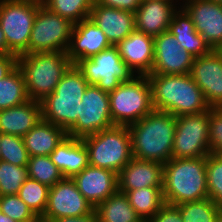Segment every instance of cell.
Listing matches in <instances>:
<instances>
[{
    "label": "cell",
    "mask_w": 222,
    "mask_h": 222,
    "mask_svg": "<svg viewBox=\"0 0 222 222\" xmlns=\"http://www.w3.org/2000/svg\"><path fill=\"white\" fill-rule=\"evenodd\" d=\"M176 116L153 110L139 121L128 125L132 155L141 160L166 163L172 158Z\"/></svg>",
    "instance_id": "6da1fadb"
},
{
    "label": "cell",
    "mask_w": 222,
    "mask_h": 222,
    "mask_svg": "<svg viewBox=\"0 0 222 222\" xmlns=\"http://www.w3.org/2000/svg\"><path fill=\"white\" fill-rule=\"evenodd\" d=\"M154 110L176 117L207 111L210 107L190 74H148Z\"/></svg>",
    "instance_id": "7a4b0ae2"
},
{
    "label": "cell",
    "mask_w": 222,
    "mask_h": 222,
    "mask_svg": "<svg viewBox=\"0 0 222 222\" xmlns=\"http://www.w3.org/2000/svg\"><path fill=\"white\" fill-rule=\"evenodd\" d=\"M207 157L171 158L163 164V197L177 205L208 198Z\"/></svg>",
    "instance_id": "3957f363"
},
{
    "label": "cell",
    "mask_w": 222,
    "mask_h": 222,
    "mask_svg": "<svg viewBox=\"0 0 222 222\" xmlns=\"http://www.w3.org/2000/svg\"><path fill=\"white\" fill-rule=\"evenodd\" d=\"M73 65L66 52L48 51L18 56L29 99L41 102L54 92L64 74Z\"/></svg>",
    "instance_id": "277c9868"
},
{
    "label": "cell",
    "mask_w": 222,
    "mask_h": 222,
    "mask_svg": "<svg viewBox=\"0 0 222 222\" xmlns=\"http://www.w3.org/2000/svg\"><path fill=\"white\" fill-rule=\"evenodd\" d=\"M88 153L89 164L117 174L133 158L131 136L127 126L111 128L82 138Z\"/></svg>",
    "instance_id": "5b68a950"
},
{
    "label": "cell",
    "mask_w": 222,
    "mask_h": 222,
    "mask_svg": "<svg viewBox=\"0 0 222 222\" xmlns=\"http://www.w3.org/2000/svg\"><path fill=\"white\" fill-rule=\"evenodd\" d=\"M114 125L128 126L154 110L151 84L147 75H135L109 93Z\"/></svg>",
    "instance_id": "8992f818"
},
{
    "label": "cell",
    "mask_w": 222,
    "mask_h": 222,
    "mask_svg": "<svg viewBox=\"0 0 222 222\" xmlns=\"http://www.w3.org/2000/svg\"><path fill=\"white\" fill-rule=\"evenodd\" d=\"M40 1L0 0V26L7 43V54L22 55L29 39Z\"/></svg>",
    "instance_id": "52a82bcc"
},
{
    "label": "cell",
    "mask_w": 222,
    "mask_h": 222,
    "mask_svg": "<svg viewBox=\"0 0 222 222\" xmlns=\"http://www.w3.org/2000/svg\"><path fill=\"white\" fill-rule=\"evenodd\" d=\"M75 65L88 85H96L108 93L135 76L121 59L117 46L113 45L90 58L79 60Z\"/></svg>",
    "instance_id": "ba28073f"
},
{
    "label": "cell",
    "mask_w": 222,
    "mask_h": 222,
    "mask_svg": "<svg viewBox=\"0 0 222 222\" xmlns=\"http://www.w3.org/2000/svg\"><path fill=\"white\" fill-rule=\"evenodd\" d=\"M74 23L48 9L42 1L34 19L28 49L23 54L66 52Z\"/></svg>",
    "instance_id": "9c48e42d"
},
{
    "label": "cell",
    "mask_w": 222,
    "mask_h": 222,
    "mask_svg": "<svg viewBox=\"0 0 222 222\" xmlns=\"http://www.w3.org/2000/svg\"><path fill=\"white\" fill-rule=\"evenodd\" d=\"M172 158L207 157L209 150L210 108L207 111L176 117Z\"/></svg>",
    "instance_id": "30bf717a"
},
{
    "label": "cell",
    "mask_w": 222,
    "mask_h": 222,
    "mask_svg": "<svg viewBox=\"0 0 222 222\" xmlns=\"http://www.w3.org/2000/svg\"><path fill=\"white\" fill-rule=\"evenodd\" d=\"M113 126L109 93L96 85H88L79 104L78 119L67 135L82 139Z\"/></svg>",
    "instance_id": "8fae6325"
},
{
    "label": "cell",
    "mask_w": 222,
    "mask_h": 222,
    "mask_svg": "<svg viewBox=\"0 0 222 222\" xmlns=\"http://www.w3.org/2000/svg\"><path fill=\"white\" fill-rule=\"evenodd\" d=\"M93 210V206L79 192L72 178H63L49 187L48 204L42 217L53 221L67 216H83Z\"/></svg>",
    "instance_id": "7c38bea8"
},
{
    "label": "cell",
    "mask_w": 222,
    "mask_h": 222,
    "mask_svg": "<svg viewBox=\"0 0 222 222\" xmlns=\"http://www.w3.org/2000/svg\"><path fill=\"white\" fill-rule=\"evenodd\" d=\"M190 76L201 89L210 108L222 107V58L215 50L195 57Z\"/></svg>",
    "instance_id": "4fadbf2b"
},
{
    "label": "cell",
    "mask_w": 222,
    "mask_h": 222,
    "mask_svg": "<svg viewBox=\"0 0 222 222\" xmlns=\"http://www.w3.org/2000/svg\"><path fill=\"white\" fill-rule=\"evenodd\" d=\"M194 58L181 49L170 31H164L154 37V63L150 74H189Z\"/></svg>",
    "instance_id": "5bb4252c"
},
{
    "label": "cell",
    "mask_w": 222,
    "mask_h": 222,
    "mask_svg": "<svg viewBox=\"0 0 222 222\" xmlns=\"http://www.w3.org/2000/svg\"><path fill=\"white\" fill-rule=\"evenodd\" d=\"M181 7L193 21L195 30L212 50L222 43V3L209 0H184Z\"/></svg>",
    "instance_id": "9a60e30c"
},
{
    "label": "cell",
    "mask_w": 222,
    "mask_h": 222,
    "mask_svg": "<svg viewBox=\"0 0 222 222\" xmlns=\"http://www.w3.org/2000/svg\"><path fill=\"white\" fill-rule=\"evenodd\" d=\"M72 180L93 208L118 190V174L116 172L92 165L73 176Z\"/></svg>",
    "instance_id": "2e32d148"
},
{
    "label": "cell",
    "mask_w": 222,
    "mask_h": 222,
    "mask_svg": "<svg viewBox=\"0 0 222 222\" xmlns=\"http://www.w3.org/2000/svg\"><path fill=\"white\" fill-rule=\"evenodd\" d=\"M110 46L104 32L88 18L74 24L66 55L75 65L79 60L90 58Z\"/></svg>",
    "instance_id": "e0dca14e"
},
{
    "label": "cell",
    "mask_w": 222,
    "mask_h": 222,
    "mask_svg": "<svg viewBox=\"0 0 222 222\" xmlns=\"http://www.w3.org/2000/svg\"><path fill=\"white\" fill-rule=\"evenodd\" d=\"M89 18L104 32L111 45L116 46L135 30L134 13L93 2Z\"/></svg>",
    "instance_id": "ac0fdd59"
},
{
    "label": "cell",
    "mask_w": 222,
    "mask_h": 222,
    "mask_svg": "<svg viewBox=\"0 0 222 222\" xmlns=\"http://www.w3.org/2000/svg\"><path fill=\"white\" fill-rule=\"evenodd\" d=\"M121 59L136 75H148L154 63V37L134 30L116 45ZM137 70V71H136Z\"/></svg>",
    "instance_id": "d6986e66"
},
{
    "label": "cell",
    "mask_w": 222,
    "mask_h": 222,
    "mask_svg": "<svg viewBox=\"0 0 222 222\" xmlns=\"http://www.w3.org/2000/svg\"><path fill=\"white\" fill-rule=\"evenodd\" d=\"M147 187H163V163L133 157L118 173V190L125 193Z\"/></svg>",
    "instance_id": "ffe728a7"
},
{
    "label": "cell",
    "mask_w": 222,
    "mask_h": 222,
    "mask_svg": "<svg viewBox=\"0 0 222 222\" xmlns=\"http://www.w3.org/2000/svg\"><path fill=\"white\" fill-rule=\"evenodd\" d=\"M174 1H143L134 12L135 30L150 36L167 31L177 10Z\"/></svg>",
    "instance_id": "44dd1931"
},
{
    "label": "cell",
    "mask_w": 222,
    "mask_h": 222,
    "mask_svg": "<svg viewBox=\"0 0 222 222\" xmlns=\"http://www.w3.org/2000/svg\"><path fill=\"white\" fill-rule=\"evenodd\" d=\"M41 119V102L29 99L24 104L0 110V134L23 137Z\"/></svg>",
    "instance_id": "7402d4cb"
},
{
    "label": "cell",
    "mask_w": 222,
    "mask_h": 222,
    "mask_svg": "<svg viewBox=\"0 0 222 222\" xmlns=\"http://www.w3.org/2000/svg\"><path fill=\"white\" fill-rule=\"evenodd\" d=\"M64 178H72L89 166V153L82 139L67 136L49 155Z\"/></svg>",
    "instance_id": "603a6c76"
},
{
    "label": "cell",
    "mask_w": 222,
    "mask_h": 222,
    "mask_svg": "<svg viewBox=\"0 0 222 222\" xmlns=\"http://www.w3.org/2000/svg\"><path fill=\"white\" fill-rule=\"evenodd\" d=\"M67 136L62 127L41 119L23 141L29 156H49Z\"/></svg>",
    "instance_id": "cb8c5ba5"
},
{
    "label": "cell",
    "mask_w": 222,
    "mask_h": 222,
    "mask_svg": "<svg viewBox=\"0 0 222 222\" xmlns=\"http://www.w3.org/2000/svg\"><path fill=\"white\" fill-rule=\"evenodd\" d=\"M175 11L169 25L170 31L178 41L181 49L194 57L208 54L212 49L204 38L195 30L193 21L186 11L180 7Z\"/></svg>",
    "instance_id": "d4e9b609"
},
{
    "label": "cell",
    "mask_w": 222,
    "mask_h": 222,
    "mask_svg": "<svg viewBox=\"0 0 222 222\" xmlns=\"http://www.w3.org/2000/svg\"><path fill=\"white\" fill-rule=\"evenodd\" d=\"M81 100L58 99L54 93L41 101L42 119L66 132L76 123Z\"/></svg>",
    "instance_id": "484cf974"
},
{
    "label": "cell",
    "mask_w": 222,
    "mask_h": 222,
    "mask_svg": "<svg viewBox=\"0 0 222 222\" xmlns=\"http://www.w3.org/2000/svg\"><path fill=\"white\" fill-rule=\"evenodd\" d=\"M98 222H139L142 220L125 193L117 190L94 208Z\"/></svg>",
    "instance_id": "4316f807"
},
{
    "label": "cell",
    "mask_w": 222,
    "mask_h": 222,
    "mask_svg": "<svg viewBox=\"0 0 222 222\" xmlns=\"http://www.w3.org/2000/svg\"><path fill=\"white\" fill-rule=\"evenodd\" d=\"M163 187H147L125 192L141 219L150 220L165 204Z\"/></svg>",
    "instance_id": "83f0119b"
},
{
    "label": "cell",
    "mask_w": 222,
    "mask_h": 222,
    "mask_svg": "<svg viewBox=\"0 0 222 222\" xmlns=\"http://www.w3.org/2000/svg\"><path fill=\"white\" fill-rule=\"evenodd\" d=\"M28 100L25 78L17 66L6 77L0 79V110L24 104Z\"/></svg>",
    "instance_id": "f1b7e54d"
},
{
    "label": "cell",
    "mask_w": 222,
    "mask_h": 222,
    "mask_svg": "<svg viewBox=\"0 0 222 222\" xmlns=\"http://www.w3.org/2000/svg\"><path fill=\"white\" fill-rule=\"evenodd\" d=\"M94 0H42L51 11L76 24L88 19Z\"/></svg>",
    "instance_id": "f546056e"
},
{
    "label": "cell",
    "mask_w": 222,
    "mask_h": 222,
    "mask_svg": "<svg viewBox=\"0 0 222 222\" xmlns=\"http://www.w3.org/2000/svg\"><path fill=\"white\" fill-rule=\"evenodd\" d=\"M88 86L87 80L76 65H72L56 85L58 99L81 100Z\"/></svg>",
    "instance_id": "4dcf8cb0"
},
{
    "label": "cell",
    "mask_w": 222,
    "mask_h": 222,
    "mask_svg": "<svg viewBox=\"0 0 222 222\" xmlns=\"http://www.w3.org/2000/svg\"><path fill=\"white\" fill-rule=\"evenodd\" d=\"M183 222H215L221 208L209 197L176 205Z\"/></svg>",
    "instance_id": "1f68e13d"
},
{
    "label": "cell",
    "mask_w": 222,
    "mask_h": 222,
    "mask_svg": "<svg viewBox=\"0 0 222 222\" xmlns=\"http://www.w3.org/2000/svg\"><path fill=\"white\" fill-rule=\"evenodd\" d=\"M27 171L28 177L48 187L54 186L64 178L49 156H30Z\"/></svg>",
    "instance_id": "d6a6232c"
},
{
    "label": "cell",
    "mask_w": 222,
    "mask_h": 222,
    "mask_svg": "<svg viewBox=\"0 0 222 222\" xmlns=\"http://www.w3.org/2000/svg\"><path fill=\"white\" fill-rule=\"evenodd\" d=\"M49 187L30 177L19 189L17 195L28 205L34 214L43 216L48 204Z\"/></svg>",
    "instance_id": "836d02e7"
},
{
    "label": "cell",
    "mask_w": 222,
    "mask_h": 222,
    "mask_svg": "<svg viewBox=\"0 0 222 222\" xmlns=\"http://www.w3.org/2000/svg\"><path fill=\"white\" fill-rule=\"evenodd\" d=\"M29 157L23 137L0 134V160L17 166H27Z\"/></svg>",
    "instance_id": "e575fe53"
},
{
    "label": "cell",
    "mask_w": 222,
    "mask_h": 222,
    "mask_svg": "<svg viewBox=\"0 0 222 222\" xmlns=\"http://www.w3.org/2000/svg\"><path fill=\"white\" fill-rule=\"evenodd\" d=\"M27 178V166L0 160V196L17 194Z\"/></svg>",
    "instance_id": "d590c367"
},
{
    "label": "cell",
    "mask_w": 222,
    "mask_h": 222,
    "mask_svg": "<svg viewBox=\"0 0 222 222\" xmlns=\"http://www.w3.org/2000/svg\"><path fill=\"white\" fill-rule=\"evenodd\" d=\"M206 177L208 197L222 209V154L207 156Z\"/></svg>",
    "instance_id": "8d00e7d4"
},
{
    "label": "cell",
    "mask_w": 222,
    "mask_h": 222,
    "mask_svg": "<svg viewBox=\"0 0 222 222\" xmlns=\"http://www.w3.org/2000/svg\"><path fill=\"white\" fill-rule=\"evenodd\" d=\"M0 205L2 213L16 222L29 219L35 215L17 194L0 196Z\"/></svg>",
    "instance_id": "74e56055"
},
{
    "label": "cell",
    "mask_w": 222,
    "mask_h": 222,
    "mask_svg": "<svg viewBox=\"0 0 222 222\" xmlns=\"http://www.w3.org/2000/svg\"><path fill=\"white\" fill-rule=\"evenodd\" d=\"M209 150L213 154H222V109L210 108Z\"/></svg>",
    "instance_id": "f35d334b"
},
{
    "label": "cell",
    "mask_w": 222,
    "mask_h": 222,
    "mask_svg": "<svg viewBox=\"0 0 222 222\" xmlns=\"http://www.w3.org/2000/svg\"><path fill=\"white\" fill-rule=\"evenodd\" d=\"M150 222H183V219L176 205L165 203Z\"/></svg>",
    "instance_id": "ab89813d"
},
{
    "label": "cell",
    "mask_w": 222,
    "mask_h": 222,
    "mask_svg": "<svg viewBox=\"0 0 222 222\" xmlns=\"http://www.w3.org/2000/svg\"><path fill=\"white\" fill-rule=\"evenodd\" d=\"M97 4L107 7L135 12L142 0H94Z\"/></svg>",
    "instance_id": "60d3db41"
},
{
    "label": "cell",
    "mask_w": 222,
    "mask_h": 222,
    "mask_svg": "<svg viewBox=\"0 0 222 222\" xmlns=\"http://www.w3.org/2000/svg\"><path fill=\"white\" fill-rule=\"evenodd\" d=\"M18 66V56L15 54L0 55V79L6 77Z\"/></svg>",
    "instance_id": "b9f144b4"
},
{
    "label": "cell",
    "mask_w": 222,
    "mask_h": 222,
    "mask_svg": "<svg viewBox=\"0 0 222 222\" xmlns=\"http://www.w3.org/2000/svg\"><path fill=\"white\" fill-rule=\"evenodd\" d=\"M53 222H98V218L95 210H93L91 213L83 216L79 217L67 216L55 219L53 220Z\"/></svg>",
    "instance_id": "7bdbcfd3"
},
{
    "label": "cell",
    "mask_w": 222,
    "mask_h": 222,
    "mask_svg": "<svg viewBox=\"0 0 222 222\" xmlns=\"http://www.w3.org/2000/svg\"><path fill=\"white\" fill-rule=\"evenodd\" d=\"M5 54H7L6 37L0 26V55H5Z\"/></svg>",
    "instance_id": "ee69618b"
},
{
    "label": "cell",
    "mask_w": 222,
    "mask_h": 222,
    "mask_svg": "<svg viewBox=\"0 0 222 222\" xmlns=\"http://www.w3.org/2000/svg\"><path fill=\"white\" fill-rule=\"evenodd\" d=\"M44 218L41 215L35 214L33 217H30L29 219L26 220H21L18 222H41Z\"/></svg>",
    "instance_id": "f6af8a7d"
},
{
    "label": "cell",
    "mask_w": 222,
    "mask_h": 222,
    "mask_svg": "<svg viewBox=\"0 0 222 222\" xmlns=\"http://www.w3.org/2000/svg\"><path fill=\"white\" fill-rule=\"evenodd\" d=\"M0 222H16L12 218L8 217L6 214H0Z\"/></svg>",
    "instance_id": "bcb514c9"
},
{
    "label": "cell",
    "mask_w": 222,
    "mask_h": 222,
    "mask_svg": "<svg viewBox=\"0 0 222 222\" xmlns=\"http://www.w3.org/2000/svg\"><path fill=\"white\" fill-rule=\"evenodd\" d=\"M215 51L222 58V43L215 49Z\"/></svg>",
    "instance_id": "7dc6e473"
},
{
    "label": "cell",
    "mask_w": 222,
    "mask_h": 222,
    "mask_svg": "<svg viewBox=\"0 0 222 222\" xmlns=\"http://www.w3.org/2000/svg\"><path fill=\"white\" fill-rule=\"evenodd\" d=\"M215 222H222V209H221L220 212L218 213Z\"/></svg>",
    "instance_id": "c3c4849f"
},
{
    "label": "cell",
    "mask_w": 222,
    "mask_h": 222,
    "mask_svg": "<svg viewBox=\"0 0 222 222\" xmlns=\"http://www.w3.org/2000/svg\"><path fill=\"white\" fill-rule=\"evenodd\" d=\"M143 1H154V0H143ZM157 1H174V0H157Z\"/></svg>",
    "instance_id": "681fc988"
},
{
    "label": "cell",
    "mask_w": 222,
    "mask_h": 222,
    "mask_svg": "<svg viewBox=\"0 0 222 222\" xmlns=\"http://www.w3.org/2000/svg\"><path fill=\"white\" fill-rule=\"evenodd\" d=\"M209 1H214V2H217V3H222V0H209Z\"/></svg>",
    "instance_id": "f907efd6"
},
{
    "label": "cell",
    "mask_w": 222,
    "mask_h": 222,
    "mask_svg": "<svg viewBox=\"0 0 222 222\" xmlns=\"http://www.w3.org/2000/svg\"><path fill=\"white\" fill-rule=\"evenodd\" d=\"M139 222H150V220L142 219V220H140Z\"/></svg>",
    "instance_id": "816d5d0a"
},
{
    "label": "cell",
    "mask_w": 222,
    "mask_h": 222,
    "mask_svg": "<svg viewBox=\"0 0 222 222\" xmlns=\"http://www.w3.org/2000/svg\"><path fill=\"white\" fill-rule=\"evenodd\" d=\"M41 222H53V221H48V220L43 219Z\"/></svg>",
    "instance_id": "f5cc1de1"
}]
</instances>
